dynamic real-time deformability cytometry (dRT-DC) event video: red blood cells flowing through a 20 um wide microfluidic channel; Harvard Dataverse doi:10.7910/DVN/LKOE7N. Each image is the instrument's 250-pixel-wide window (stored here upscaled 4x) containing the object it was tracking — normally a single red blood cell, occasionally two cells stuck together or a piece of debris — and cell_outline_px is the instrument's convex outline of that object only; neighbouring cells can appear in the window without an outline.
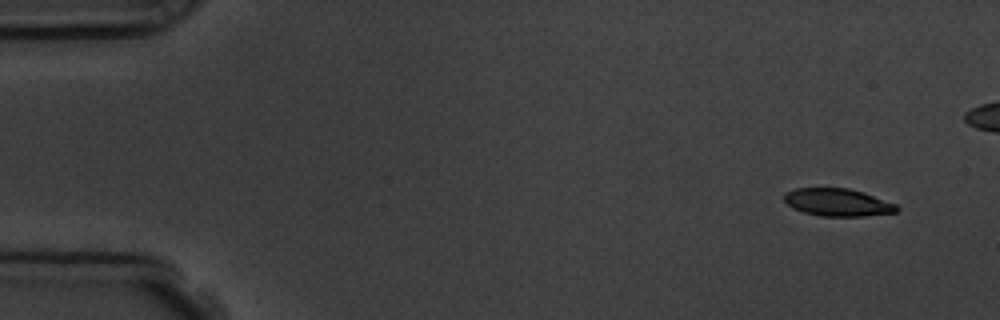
{"species": "common noctule bat (a hibernating species)", "species_latin": "Nyctalus noctula", "temperature_condition": "room temperature", "stored_images_in_passage": 5, "camera_frame_rate_fps": 3000, "um_per_image_px": 0.085, "animal": {"sex": "male", "body_mass_g": 19.5, "forearm_length_mm": 54.6}, "frame": {"image": 1, "passage_image": 1, "time_ms": 0.0, "image_size_px": [1000, 320], "cell_outline_px": [[900, 208], [896, 212], [864, 216], [820, 216], [804, 212], [792, 208], [784, 200], [784, 192], [796, 188], [848, 188], [864, 192], [896, 204]], "centroid_in_image_um": [71.19, 17.2], "position_along_channel_um": 13.8, "area_um2": 18.15}}